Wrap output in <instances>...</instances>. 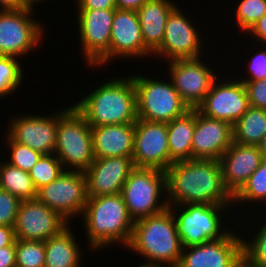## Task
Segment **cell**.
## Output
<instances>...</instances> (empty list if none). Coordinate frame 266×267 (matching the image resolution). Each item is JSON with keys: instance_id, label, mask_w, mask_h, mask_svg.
Wrapping results in <instances>:
<instances>
[{"instance_id": "cell-1", "label": "cell", "mask_w": 266, "mask_h": 267, "mask_svg": "<svg viewBox=\"0 0 266 267\" xmlns=\"http://www.w3.org/2000/svg\"><path fill=\"white\" fill-rule=\"evenodd\" d=\"M166 187L168 206L234 204L233 195L224 185L219 160L190 159L172 163L166 170Z\"/></svg>"}, {"instance_id": "cell-2", "label": "cell", "mask_w": 266, "mask_h": 267, "mask_svg": "<svg viewBox=\"0 0 266 267\" xmlns=\"http://www.w3.org/2000/svg\"><path fill=\"white\" fill-rule=\"evenodd\" d=\"M126 249L144 256L143 266L177 267L183 247L172 211L167 208L159 214L134 221Z\"/></svg>"}, {"instance_id": "cell-3", "label": "cell", "mask_w": 266, "mask_h": 267, "mask_svg": "<svg viewBox=\"0 0 266 267\" xmlns=\"http://www.w3.org/2000/svg\"><path fill=\"white\" fill-rule=\"evenodd\" d=\"M103 83L73 106L90 127L135 124L137 104L132 76L116 77Z\"/></svg>"}, {"instance_id": "cell-4", "label": "cell", "mask_w": 266, "mask_h": 267, "mask_svg": "<svg viewBox=\"0 0 266 267\" xmlns=\"http://www.w3.org/2000/svg\"><path fill=\"white\" fill-rule=\"evenodd\" d=\"M84 221L88 245L92 250L123 245L131 240L134 220L130 217L121 193L107 196H88L80 217Z\"/></svg>"}, {"instance_id": "cell-5", "label": "cell", "mask_w": 266, "mask_h": 267, "mask_svg": "<svg viewBox=\"0 0 266 267\" xmlns=\"http://www.w3.org/2000/svg\"><path fill=\"white\" fill-rule=\"evenodd\" d=\"M54 154L64 170L85 172L94 162L91 127L73 105L60 111Z\"/></svg>"}, {"instance_id": "cell-6", "label": "cell", "mask_w": 266, "mask_h": 267, "mask_svg": "<svg viewBox=\"0 0 266 267\" xmlns=\"http://www.w3.org/2000/svg\"><path fill=\"white\" fill-rule=\"evenodd\" d=\"M230 206L207 203L168 206L174 215L182 247L200 245L226 237L231 230L224 228L225 215L223 214L227 216Z\"/></svg>"}, {"instance_id": "cell-7", "label": "cell", "mask_w": 266, "mask_h": 267, "mask_svg": "<svg viewBox=\"0 0 266 267\" xmlns=\"http://www.w3.org/2000/svg\"><path fill=\"white\" fill-rule=\"evenodd\" d=\"M131 76L136 89L137 119L168 123L190 110L170 78L166 82L135 74Z\"/></svg>"}, {"instance_id": "cell-8", "label": "cell", "mask_w": 266, "mask_h": 267, "mask_svg": "<svg viewBox=\"0 0 266 267\" xmlns=\"http://www.w3.org/2000/svg\"><path fill=\"white\" fill-rule=\"evenodd\" d=\"M166 190V171L135 168L125 181L121 195L130 217L136 221L159 214L168 208L167 201L161 200Z\"/></svg>"}, {"instance_id": "cell-9", "label": "cell", "mask_w": 266, "mask_h": 267, "mask_svg": "<svg viewBox=\"0 0 266 267\" xmlns=\"http://www.w3.org/2000/svg\"><path fill=\"white\" fill-rule=\"evenodd\" d=\"M78 35L88 67H103L110 62L111 29L115 9H77ZM109 61V62H108ZM103 65V66H102Z\"/></svg>"}, {"instance_id": "cell-10", "label": "cell", "mask_w": 266, "mask_h": 267, "mask_svg": "<svg viewBox=\"0 0 266 267\" xmlns=\"http://www.w3.org/2000/svg\"><path fill=\"white\" fill-rule=\"evenodd\" d=\"M34 9H0V55L22 57L41 44L42 22L33 19Z\"/></svg>"}, {"instance_id": "cell-11", "label": "cell", "mask_w": 266, "mask_h": 267, "mask_svg": "<svg viewBox=\"0 0 266 267\" xmlns=\"http://www.w3.org/2000/svg\"><path fill=\"white\" fill-rule=\"evenodd\" d=\"M36 198L70 222L74 216H82L85 210L88 201L86 175L81 171L64 170L57 179L38 189Z\"/></svg>"}, {"instance_id": "cell-12", "label": "cell", "mask_w": 266, "mask_h": 267, "mask_svg": "<svg viewBox=\"0 0 266 267\" xmlns=\"http://www.w3.org/2000/svg\"><path fill=\"white\" fill-rule=\"evenodd\" d=\"M201 58L167 60V64H170V75L167 76L190 109L196 108L204 100L217 78L213 68Z\"/></svg>"}, {"instance_id": "cell-13", "label": "cell", "mask_w": 266, "mask_h": 267, "mask_svg": "<svg viewBox=\"0 0 266 267\" xmlns=\"http://www.w3.org/2000/svg\"><path fill=\"white\" fill-rule=\"evenodd\" d=\"M219 78L213 82L210 91L196 109L207 117L233 125L250 107L246 86L239 78L234 81H222Z\"/></svg>"}, {"instance_id": "cell-14", "label": "cell", "mask_w": 266, "mask_h": 267, "mask_svg": "<svg viewBox=\"0 0 266 267\" xmlns=\"http://www.w3.org/2000/svg\"><path fill=\"white\" fill-rule=\"evenodd\" d=\"M133 162L136 168L166 171L170 166L167 123L137 119Z\"/></svg>"}, {"instance_id": "cell-15", "label": "cell", "mask_w": 266, "mask_h": 267, "mask_svg": "<svg viewBox=\"0 0 266 267\" xmlns=\"http://www.w3.org/2000/svg\"><path fill=\"white\" fill-rule=\"evenodd\" d=\"M70 223L37 198L22 200L14 227L16 239L43 241L58 235Z\"/></svg>"}, {"instance_id": "cell-16", "label": "cell", "mask_w": 266, "mask_h": 267, "mask_svg": "<svg viewBox=\"0 0 266 267\" xmlns=\"http://www.w3.org/2000/svg\"><path fill=\"white\" fill-rule=\"evenodd\" d=\"M179 6L169 14L164 38L161 46L152 54L155 57L175 59H188L202 57V43L199 30L187 18ZM200 38V39H199Z\"/></svg>"}, {"instance_id": "cell-17", "label": "cell", "mask_w": 266, "mask_h": 267, "mask_svg": "<svg viewBox=\"0 0 266 267\" xmlns=\"http://www.w3.org/2000/svg\"><path fill=\"white\" fill-rule=\"evenodd\" d=\"M49 116L34 114L14 116L6 132L14 142L26 145L42 154H54L60 111Z\"/></svg>"}, {"instance_id": "cell-18", "label": "cell", "mask_w": 266, "mask_h": 267, "mask_svg": "<svg viewBox=\"0 0 266 267\" xmlns=\"http://www.w3.org/2000/svg\"><path fill=\"white\" fill-rule=\"evenodd\" d=\"M242 259V238L231 231L224 238L184 247L177 267H235Z\"/></svg>"}, {"instance_id": "cell-19", "label": "cell", "mask_w": 266, "mask_h": 267, "mask_svg": "<svg viewBox=\"0 0 266 267\" xmlns=\"http://www.w3.org/2000/svg\"><path fill=\"white\" fill-rule=\"evenodd\" d=\"M131 157L95 158L84 172L88 196L119 194L130 173L135 169Z\"/></svg>"}, {"instance_id": "cell-20", "label": "cell", "mask_w": 266, "mask_h": 267, "mask_svg": "<svg viewBox=\"0 0 266 267\" xmlns=\"http://www.w3.org/2000/svg\"><path fill=\"white\" fill-rule=\"evenodd\" d=\"M152 54L142 39L137 11L116 8L111 29L110 62L123 57L152 58Z\"/></svg>"}, {"instance_id": "cell-21", "label": "cell", "mask_w": 266, "mask_h": 267, "mask_svg": "<svg viewBox=\"0 0 266 267\" xmlns=\"http://www.w3.org/2000/svg\"><path fill=\"white\" fill-rule=\"evenodd\" d=\"M232 125L201 114L196 109L192 159L220 160L233 142Z\"/></svg>"}, {"instance_id": "cell-22", "label": "cell", "mask_w": 266, "mask_h": 267, "mask_svg": "<svg viewBox=\"0 0 266 267\" xmlns=\"http://www.w3.org/2000/svg\"><path fill=\"white\" fill-rule=\"evenodd\" d=\"M219 161L224 185L234 196L260 167L263 157L257 145L232 142Z\"/></svg>"}, {"instance_id": "cell-23", "label": "cell", "mask_w": 266, "mask_h": 267, "mask_svg": "<svg viewBox=\"0 0 266 267\" xmlns=\"http://www.w3.org/2000/svg\"><path fill=\"white\" fill-rule=\"evenodd\" d=\"M134 133L135 124L91 127L94 158H133Z\"/></svg>"}, {"instance_id": "cell-24", "label": "cell", "mask_w": 266, "mask_h": 267, "mask_svg": "<svg viewBox=\"0 0 266 267\" xmlns=\"http://www.w3.org/2000/svg\"><path fill=\"white\" fill-rule=\"evenodd\" d=\"M176 6L172 0H148L137 10L142 39L152 53L161 46L168 16Z\"/></svg>"}, {"instance_id": "cell-25", "label": "cell", "mask_w": 266, "mask_h": 267, "mask_svg": "<svg viewBox=\"0 0 266 267\" xmlns=\"http://www.w3.org/2000/svg\"><path fill=\"white\" fill-rule=\"evenodd\" d=\"M196 124V108L167 123L170 165L192 159V137Z\"/></svg>"}, {"instance_id": "cell-26", "label": "cell", "mask_w": 266, "mask_h": 267, "mask_svg": "<svg viewBox=\"0 0 266 267\" xmlns=\"http://www.w3.org/2000/svg\"><path fill=\"white\" fill-rule=\"evenodd\" d=\"M69 226L44 242V267H81L82 251Z\"/></svg>"}, {"instance_id": "cell-27", "label": "cell", "mask_w": 266, "mask_h": 267, "mask_svg": "<svg viewBox=\"0 0 266 267\" xmlns=\"http://www.w3.org/2000/svg\"><path fill=\"white\" fill-rule=\"evenodd\" d=\"M233 142L258 145L266 135V110L249 107L232 125Z\"/></svg>"}, {"instance_id": "cell-28", "label": "cell", "mask_w": 266, "mask_h": 267, "mask_svg": "<svg viewBox=\"0 0 266 267\" xmlns=\"http://www.w3.org/2000/svg\"><path fill=\"white\" fill-rule=\"evenodd\" d=\"M0 188L10 192L21 201L34 199L37 190L29 172L0 161Z\"/></svg>"}, {"instance_id": "cell-29", "label": "cell", "mask_w": 266, "mask_h": 267, "mask_svg": "<svg viewBox=\"0 0 266 267\" xmlns=\"http://www.w3.org/2000/svg\"><path fill=\"white\" fill-rule=\"evenodd\" d=\"M266 203V160H263L260 167L254 171L243 187L233 196L234 204L237 202H254L257 204ZM239 202V203H238Z\"/></svg>"}, {"instance_id": "cell-30", "label": "cell", "mask_w": 266, "mask_h": 267, "mask_svg": "<svg viewBox=\"0 0 266 267\" xmlns=\"http://www.w3.org/2000/svg\"><path fill=\"white\" fill-rule=\"evenodd\" d=\"M64 171L61 161L55 154H43L29 171L36 190L50 184Z\"/></svg>"}, {"instance_id": "cell-31", "label": "cell", "mask_w": 266, "mask_h": 267, "mask_svg": "<svg viewBox=\"0 0 266 267\" xmlns=\"http://www.w3.org/2000/svg\"><path fill=\"white\" fill-rule=\"evenodd\" d=\"M17 57L0 55V97L13 94L24 80L23 67Z\"/></svg>"}, {"instance_id": "cell-32", "label": "cell", "mask_w": 266, "mask_h": 267, "mask_svg": "<svg viewBox=\"0 0 266 267\" xmlns=\"http://www.w3.org/2000/svg\"><path fill=\"white\" fill-rule=\"evenodd\" d=\"M16 267H44L45 243L33 240H15Z\"/></svg>"}, {"instance_id": "cell-33", "label": "cell", "mask_w": 266, "mask_h": 267, "mask_svg": "<svg viewBox=\"0 0 266 267\" xmlns=\"http://www.w3.org/2000/svg\"><path fill=\"white\" fill-rule=\"evenodd\" d=\"M235 19L237 29L247 33L249 29L266 14V0H241L237 2Z\"/></svg>"}, {"instance_id": "cell-34", "label": "cell", "mask_w": 266, "mask_h": 267, "mask_svg": "<svg viewBox=\"0 0 266 267\" xmlns=\"http://www.w3.org/2000/svg\"><path fill=\"white\" fill-rule=\"evenodd\" d=\"M251 241L242 239L243 259L253 267H266V221Z\"/></svg>"}, {"instance_id": "cell-35", "label": "cell", "mask_w": 266, "mask_h": 267, "mask_svg": "<svg viewBox=\"0 0 266 267\" xmlns=\"http://www.w3.org/2000/svg\"><path fill=\"white\" fill-rule=\"evenodd\" d=\"M5 134L6 137L4 136V138H7L6 146H8L11 152L9 155L10 157L8 156L9 160L7 163L29 172L43 154L26 145L14 142L7 133Z\"/></svg>"}, {"instance_id": "cell-36", "label": "cell", "mask_w": 266, "mask_h": 267, "mask_svg": "<svg viewBox=\"0 0 266 267\" xmlns=\"http://www.w3.org/2000/svg\"><path fill=\"white\" fill-rule=\"evenodd\" d=\"M21 200L0 188V225L15 227Z\"/></svg>"}, {"instance_id": "cell-37", "label": "cell", "mask_w": 266, "mask_h": 267, "mask_svg": "<svg viewBox=\"0 0 266 267\" xmlns=\"http://www.w3.org/2000/svg\"><path fill=\"white\" fill-rule=\"evenodd\" d=\"M262 47H264V50H259V52L255 53L247 64L249 67H247V74L250 75V77H244L242 78L243 80L240 79L244 84L266 79V45H263Z\"/></svg>"}, {"instance_id": "cell-38", "label": "cell", "mask_w": 266, "mask_h": 267, "mask_svg": "<svg viewBox=\"0 0 266 267\" xmlns=\"http://www.w3.org/2000/svg\"><path fill=\"white\" fill-rule=\"evenodd\" d=\"M245 86L250 107L266 110V79L247 82Z\"/></svg>"}, {"instance_id": "cell-39", "label": "cell", "mask_w": 266, "mask_h": 267, "mask_svg": "<svg viewBox=\"0 0 266 267\" xmlns=\"http://www.w3.org/2000/svg\"><path fill=\"white\" fill-rule=\"evenodd\" d=\"M77 9H116V0H77Z\"/></svg>"}, {"instance_id": "cell-40", "label": "cell", "mask_w": 266, "mask_h": 267, "mask_svg": "<svg viewBox=\"0 0 266 267\" xmlns=\"http://www.w3.org/2000/svg\"><path fill=\"white\" fill-rule=\"evenodd\" d=\"M262 45H266V14H264L247 32ZM263 43V44H262Z\"/></svg>"}, {"instance_id": "cell-41", "label": "cell", "mask_w": 266, "mask_h": 267, "mask_svg": "<svg viewBox=\"0 0 266 267\" xmlns=\"http://www.w3.org/2000/svg\"><path fill=\"white\" fill-rule=\"evenodd\" d=\"M0 267H16L15 242L0 248Z\"/></svg>"}, {"instance_id": "cell-42", "label": "cell", "mask_w": 266, "mask_h": 267, "mask_svg": "<svg viewBox=\"0 0 266 267\" xmlns=\"http://www.w3.org/2000/svg\"><path fill=\"white\" fill-rule=\"evenodd\" d=\"M15 240L14 227L0 225V248L12 245Z\"/></svg>"}, {"instance_id": "cell-43", "label": "cell", "mask_w": 266, "mask_h": 267, "mask_svg": "<svg viewBox=\"0 0 266 267\" xmlns=\"http://www.w3.org/2000/svg\"><path fill=\"white\" fill-rule=\"evenodd\" d=\"M148 0H116L118 9L137 11Z\"/></svg>"}, {"instance_id": "cell-44", "label": "cell", "mask_w": 266, "mask_h": 267, "mask_svg": "<svg viewBox=\"0 0 266 267\" xmlns=\"http://www.w3.org/2000/svg\"><path fill=\"white\" fill-rule=\"evenodd\" d=\"M0 9H25L24 0H0Z\"/></svg>"}, {"instance_id": "cell-45", "label": "cell", "mask_w": 266, "mask_h": 267, "mask_svg": "<svg viewBox=\"0 0 266 267\" xmlns=\"http://www.w3.org/2000/svg\"><path fill=\"white\" fill-rule=\"evenodd\" d=\"M257 146L262 154L263 160H266V135L262 138Z\"/></svg>"}, {"instance_id": "cell-46", "label": "cell", "mask_w": 266, "mask_h": 267, "mask_svg": "<svg viewBox=\"0 0 266 267\" xmlns=\"http://www.w3.org/2000/svg\"><path fill=\"white\" fill-rule=\"evenodd\" d=\"M43 2L44 0H24V4L27 8L36 9L34 4H39V2Z\"/></svg>"}, {"instance_id": "cell-47", "label": "cell", "mask_w": 266, "mask_h": 267, "mask_svg": "<svg viewBox=\"0 0 266 267\" xmlns=\"http://www.w3.org/2000/svg\"><path fill=\"white\" fill-rule=\"evenodd\" d=\"M235 267H253V266H250L244 259H242Z\"/></svg>"}, {"instance_id": "cell-48", "label": "cell", "mask_w": 266, "mask_h": 267, "mask_svg": "<svg viewBox=\"0 0 266 267\" xmlns=\"http://www.w3.org/2000/svg\"><path fill=\"white\" fill-rule=\"evenodd\" d=\"M138 267H150V266H143V265H138Z\"/></svg>"}]
</instances>
